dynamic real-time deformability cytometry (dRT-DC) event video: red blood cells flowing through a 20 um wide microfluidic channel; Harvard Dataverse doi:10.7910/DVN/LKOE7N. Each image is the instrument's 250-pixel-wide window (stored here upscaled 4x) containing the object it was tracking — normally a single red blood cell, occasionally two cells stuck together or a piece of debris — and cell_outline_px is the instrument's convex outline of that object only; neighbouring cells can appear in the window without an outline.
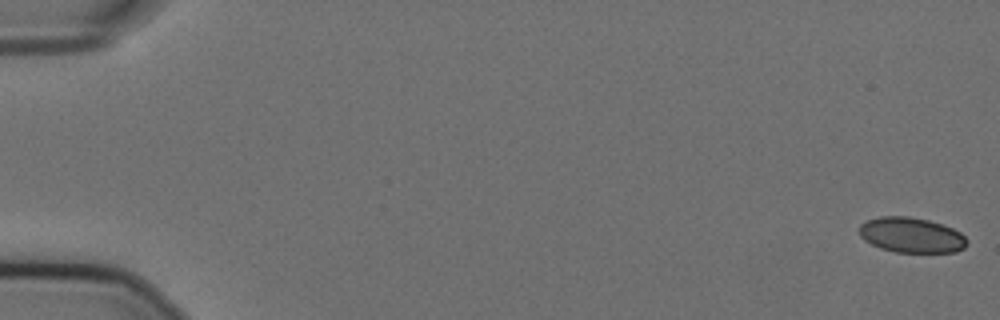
{"species": "Egyptian fruit bat (a non-hibernating species)", "species_latin": "Rousettus aegyptiacus", "temperature_condition": "cold", "stored_images_in_passage": 57, "camera_frame_rate_fps": 3000, "um_per_image_px": 0.085, "animal": {"sex": "female"}, "frame": {"image": 1, "passage_image": 1, "time_ms": 0.0, "image_size_px": [1000, 320], "cell_outline_px": [[968, 244], [964, 248], [956, 252], [896, 252], [880, 248], [864, 240], [860, 236], [860, 224], [868, 220], [880, 216], [908, 216], [928, 220], [944, 224], [960, 232], [968, 240]], "centroid_in_image_um": [77.49, 19.98], "position_along_channel_um": 7.5, "area_um2": 22.2}}
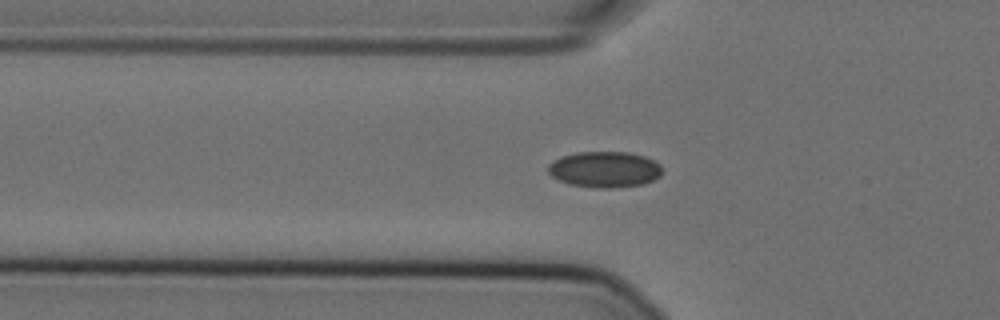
{"frame": {"image": 2, "passage_image": 20, "time_ms": 6.333, "image_size_px": [1000, 320], "cell_outline_px": [[660, 176], [644, 184], [608, 188], [604, 188], [568, 184], [552, 176], [548, 172], [548, 164], [560, 156], [576, 152], [628, 152], [644, 156], [660, 164]], "centroid_in_image_um": [51.36, 14.39], "position_along_channel_um": 74.4, "area_um2": 23.76}}
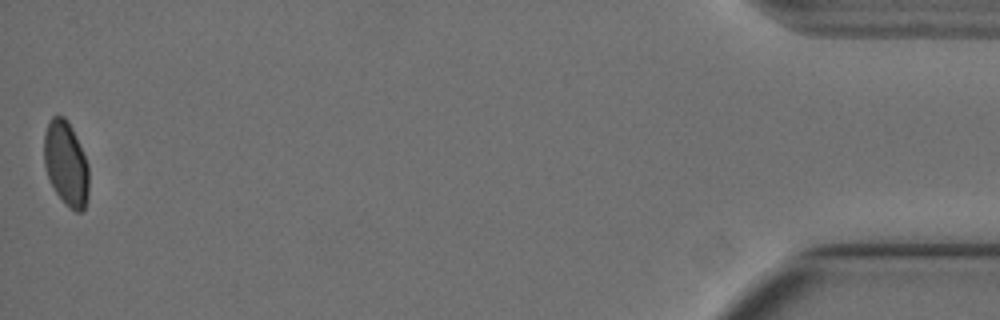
{"frame": {"image": 3, "passage_image": 57, "time_ms": 18.667, "image_size_px": [1000, 320], "cell_outline_px": [[88, 200], [84, 208], [80, 212], [76, 212], [68, 208], [64, 204], [56, 192], [48, 176], [44, 164], [44, 132], [48, 120], [52, 116], [64, 116], [68, 120], [72, 128], [88, 164]], "centroid_in_image_um": [5.6, 13.9], "position_along_channel_um": 429.6, "area_um2": 22.2}, "authors_computed_cell_mechanics": {"area_um2": 22.8888, "velocity_mm_per_s": 3.5852, "shape_relaxation_time_tau1_ms": 8.7563, "shape_relaxation_time_tau2_ms": 1.8677, "deformation_change_tau1": 0.1284, "deformation_change_tau2": 0.0272}}